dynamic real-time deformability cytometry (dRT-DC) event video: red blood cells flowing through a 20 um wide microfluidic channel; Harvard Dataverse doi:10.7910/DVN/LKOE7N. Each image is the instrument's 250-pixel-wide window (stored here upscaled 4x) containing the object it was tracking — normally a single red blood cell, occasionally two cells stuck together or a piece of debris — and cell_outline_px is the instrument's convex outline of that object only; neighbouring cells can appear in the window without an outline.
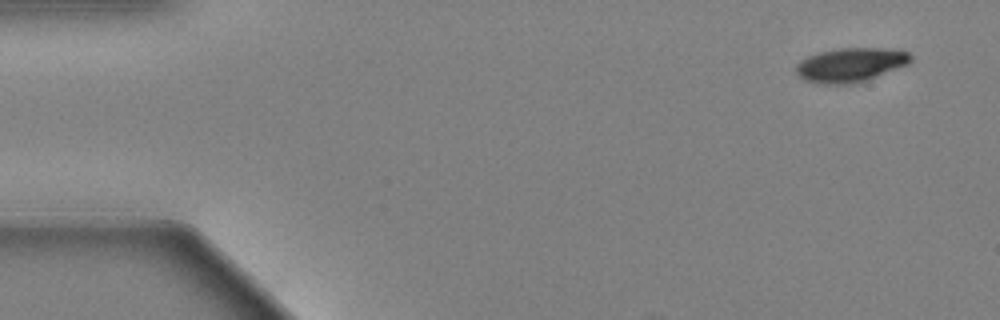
{"species": "Egyptian fruit bat (a non-hibernating species)", "species_latin": "Rousettus aegyptiacus", "temperature_condition": "warm", "stored_images_in_passage": 56, "camera_frame_rate_fps": 3000, "um_per_image_px": 0.085, "animal": {"sex": "female"}, "frame": {"image": 1, "passage_image": 1, "time_ms": 0.0, "image_size_px": [1000, 320], "cell_outline_px": [[912, 60], [908, 64], [856, 84], [820, 84], [804, 80], [796, 72], [796, 64], [800, 60], [808, 56], [820, 52], [840, 48], [884, 48], [908, 52], [912, 56]], "centroid_in_image_um": [72.28, 5.52], "position_along_channel_um": 12.7, "area_um2": 22.77}}
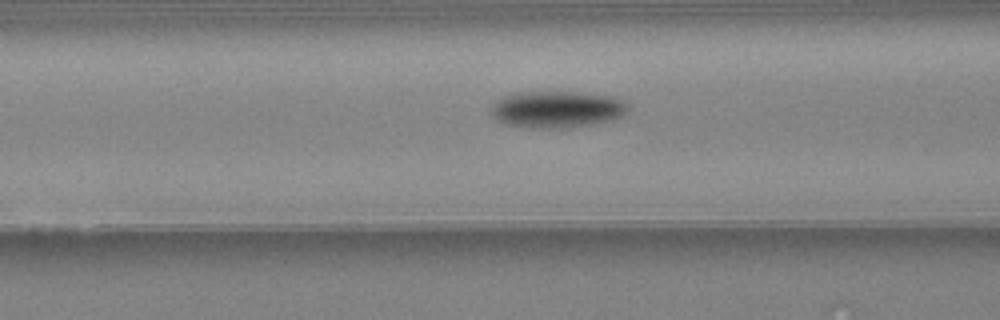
{"frame": {"image": 2, "passage_image": 21, "time_ms": 6.667, "image_size_px": [1000, 320], "cell_outline_px": [[628, 108], [624, 116], [612, 120], [592, 124], [564, 128], [524, 128], [504, 124], [496, 120], [492, 116], [492, 104], [496, 100], [504, 96], [516, 92], [588, 92], [616, 96], [624, 100], [628, 104]], "centroid_in_image_um": [47.36, 9.29], "position_along_channel_um": 119.2, "area_um2": 30.0}}
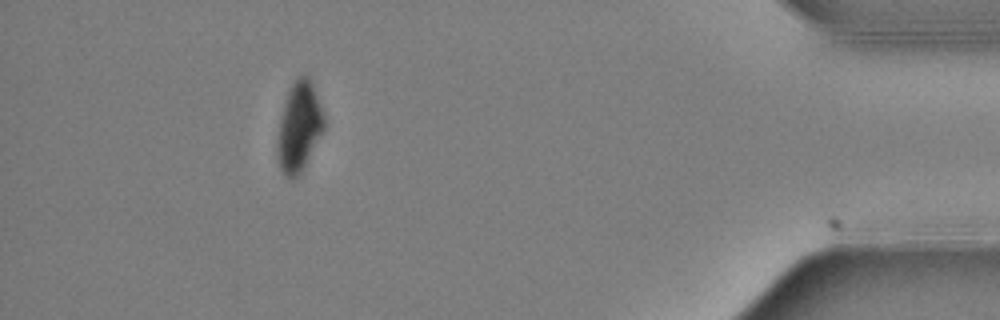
{"frame": {"image": 3, "passage_image": 51, "time_ms": 16.667, "image_size_px": [1000, 320], "cell_outline_px": [[324, 128], [300, 172], [292, 180], [284, 176], [276, 160], [276, 140], [280, 120], [284, 104], [288, 92], [292, 84], [304, 72], [308, 76], [312, 84], [324, 112]], "centroid_in_image_um": [25.39, 10.79], "position_along_channel_um": 409.8, "area_um2": 24.1}, "authors_computed_cell_mechanics": {"area_um2": 26.01, "velocity_mm_per_s": 3.4683, "shape_relaxation_time_tau1_ms": 2.3135, "shape_relaxation_time_tau2_ms": null, "deformation_change_tau1": 0.1341, "deformation_change_tau2": null}}